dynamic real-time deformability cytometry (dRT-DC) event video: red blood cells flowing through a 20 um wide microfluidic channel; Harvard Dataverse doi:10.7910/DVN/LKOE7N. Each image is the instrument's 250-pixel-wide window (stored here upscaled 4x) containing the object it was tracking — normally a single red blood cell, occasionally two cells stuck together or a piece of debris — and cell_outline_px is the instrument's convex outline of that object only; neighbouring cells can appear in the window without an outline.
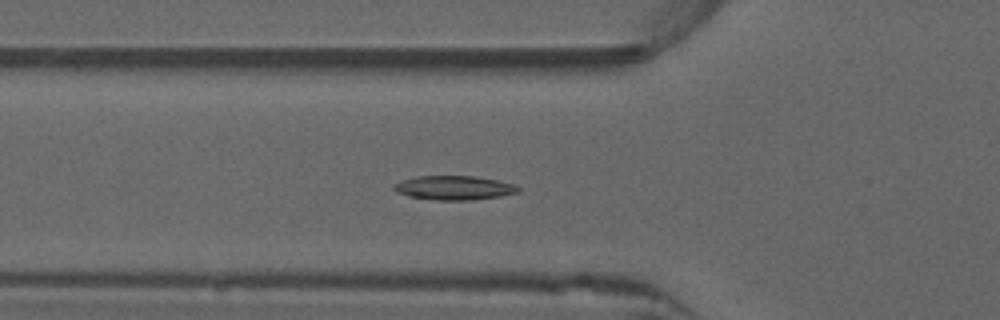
{"species": "common noctule bat (a hibernating species)", "species_latin": "Nyctalus noctula", "temperature_condition": "warm", "stored_images_in_passage": 37, "camera_frame_rate_fps": 3000, "um_per_image_px": 0.085, "animal": {"sex": "male", "forearm_length_mm": 52.5}, "frame": {"image": 1, "passage_image": 3, "time_ms": 0.667, "image_size_px": [1000, 320], "cell_outline_px": [[520, 192], [500, 196], [472, 200], [436, 200], [408, 196], [396, 192], [392, 188], [396, 184], [404, 180], [416, 176], [476, 176], [496, 180], [512, 184], [520, 188]], "centroid_in_image_um": [38.6, 15.97], "position_along_channel_um": 87.2, "area_um2": 17.34}}
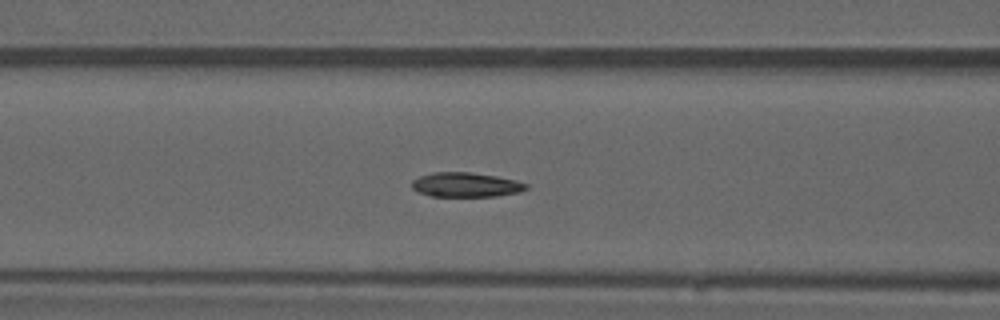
{"frame": {"image": 2, "passage_image": 6, "time_ms": 1.667, "image_size_px": [1000, 320], "cell_outline_px": [[528, 188], [520, 192], [496, 196], [432, 196], [420, 192], [412, 188], [412, 180], [420, 176], [432, 172], [468, 172], [496, 176], [516, 180], [528, 184]], "centroid_in_image_um": [39.61, 15.7], "position_along_channel_um": 127.0, "area_um2": 16.24}}
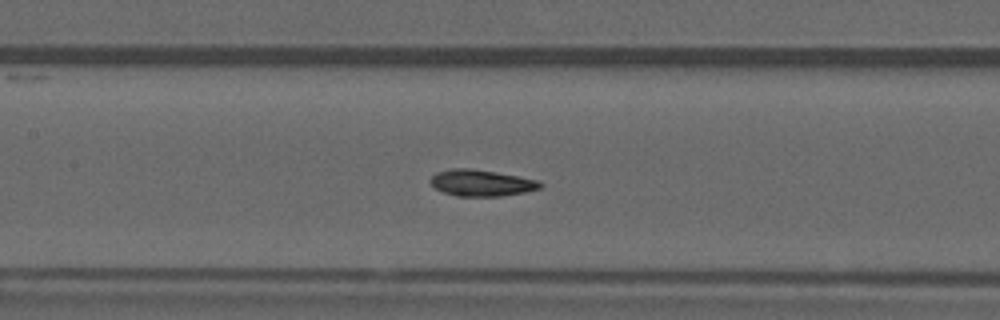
{"frame": {"image": 3, "passage_image": 9, "time_ms": 2.667, "image_size_px": [1000, 320], "cell_outline_px": [[544, 188], [524, 192], [500, 196], [456, 196], [444, 192], [436, 188], [428, 180], [436, 172], [452, 168], [472, 168], [540, 180], [544, 184]], "centroid_in_image_um": [40.95, 15.54], "position_along_channel_um": 166.5, "area_um2": 16.99}, "authors_computed_cell_mechanics": {"area_um2": 16.473, "velocity_mm_per_s": 3.9454, "shape_relaxation_time_tau1_ms": 7.1196, "shape_relaxation_time_tau2_ms": 2.787, "deformation_change_tau1": 0.1791, "deformation_change_tau2": 0.0697}}